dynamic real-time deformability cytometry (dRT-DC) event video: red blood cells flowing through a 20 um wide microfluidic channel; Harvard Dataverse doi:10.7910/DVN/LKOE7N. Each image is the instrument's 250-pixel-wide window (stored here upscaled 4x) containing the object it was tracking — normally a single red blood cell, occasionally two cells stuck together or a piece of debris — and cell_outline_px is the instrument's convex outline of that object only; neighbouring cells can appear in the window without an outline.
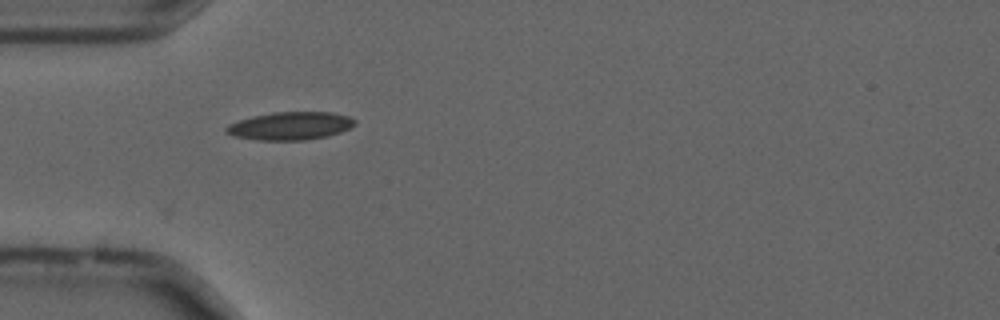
{"species": "common noctule bat (a hibernating species)", "species_latin": "Nyctalus noctula", "temperature_condition": "cold", "stored_images_in_passage": 30, "camera_frame_rate_fps": 3000, "um_per_image_px": 0.085, "animal": {"sex": "male", "forearm_length_mm": 52.5}, "frame": {"image": 1, "passage_image": 1, "time_ms": 0.0, "image_size_px": [1000, 320], "cell_outline_px": [[356, 124], [340, 132], [328, 136], [304, 140], [260, 140], [232, 136], [224, 132], [224, 128], [228, 124], [252, 116], [272, 112], [332, 112], [348, 116], [356, 120]], "centroid_in_image_um": [24.65, 10.7], "position_along_channel_um": 60.4, "area_um2": 21.04}}
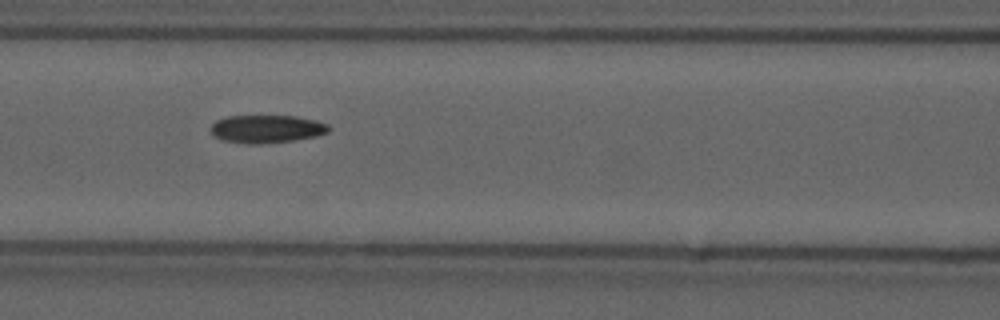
{"frame": {"image": 2, "passage_image": 8, "time_ms": 2.333, "image_size_px": [1000, 320], "cell_outline_px": [[328, 132], [316, 136], [292, 140], [260, 144], [248, 144], [224, 140], [212, 136], [212, 124], [216, 120], [228, 116], [296, 116], [316, 120], [328, 124]], "centroid_in_image_um": [22.65, 10.95], "position_along_channel_um": 143.9, "area_um2": 19.07}}
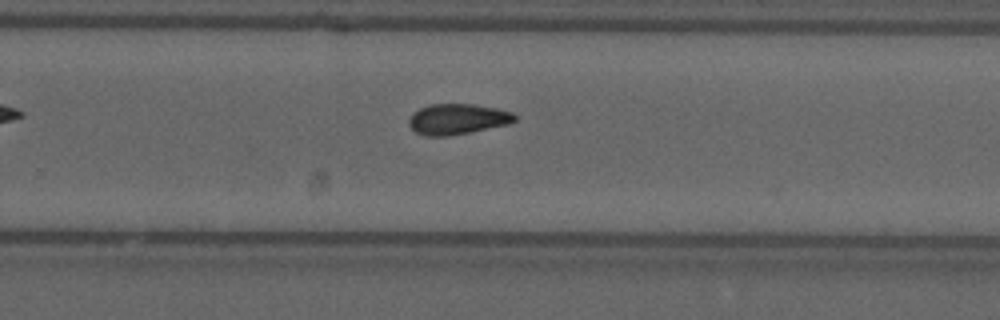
{"frame": {"image": 3, "passage_image": 20, "time_ms": 6.333, "image_size_px": [1000, 320], "cell_outline_px": [[516, 120], [508, 124], [448, 136], [424, 136], [416, 132], [408, 124], [408, 120], [412, 112], [428, 104], [472, 104], [496, 108], [512, 112], [516, 116]], "centroid_in_image_um": [38.84, 10.12], "position_along_channel_um": 291.0, "area_um2": 18.84}, "authors_computed_cell_mechanics": {"area_um2": 19.0451, "velocity_mm_per_s": 3.6848, "shape_relaxation_time_tau1_ms": 4.9009, "shape_relaxation_time_tau2_ms": 3.8377, "deformation_change_tau1": 0.1288, "deformation_change_tau2": 0.1037}}